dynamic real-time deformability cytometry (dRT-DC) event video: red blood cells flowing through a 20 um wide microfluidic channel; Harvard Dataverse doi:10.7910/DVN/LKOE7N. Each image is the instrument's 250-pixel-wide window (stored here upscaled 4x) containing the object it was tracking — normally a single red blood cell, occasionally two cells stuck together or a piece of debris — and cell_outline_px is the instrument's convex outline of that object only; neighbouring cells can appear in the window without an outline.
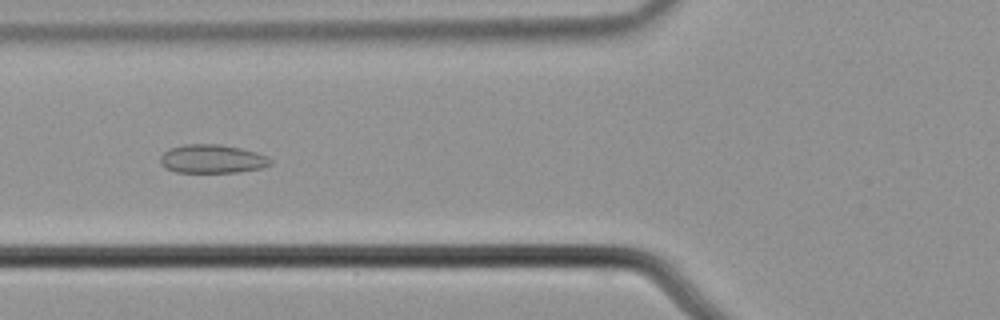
{"species": "common noctule bat (a hibernating species)", "species_latin": "Nyctalus noctula", "temperature_condition": "cold", "stored_images_in_passage": 43, "camera_frame_rate_fps": 3000, "um_per_image_px": 0.085, "animal": {"sex": "male", "body_mass_g": 21.5, "forearm_length_mm": 52.0}, "frame": {"image": 1, "passage_image": 9, "time_ms": 2.667, "image_size_px": [1000, 320], "cell_outline_px": [[272, 164], [260, 168], [236, 172], [176, 172], [164, 168], [160, 164], [160, 156], [168, 148], [184, 144], [220, 144], [240, 148], [256, 152], [268, 156], [272, 160]], "centroid_in_image_um": [18.01, 13.5], "position_along_channel_um": 107.8, "area_um2": 18.5}}
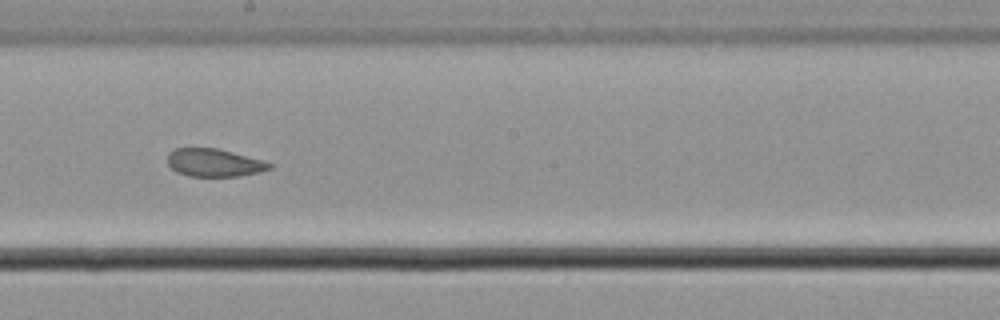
{"frame": {"image": 2, "passage_image": 19, "time_ms": 6.0, "image_size_px": [1000, 320], "cell_outline_px": [[272, 168], [260, 172], [240, 176], [188, 176], [176, 172], [168, 164], [168, 152], [176, 148], [216, 148], [264, 160], [272, 164]], "centroid_in_image_um": [18.21, 13.83], "position_along_channel_um": 230.0, "area_um2": 16.59}}
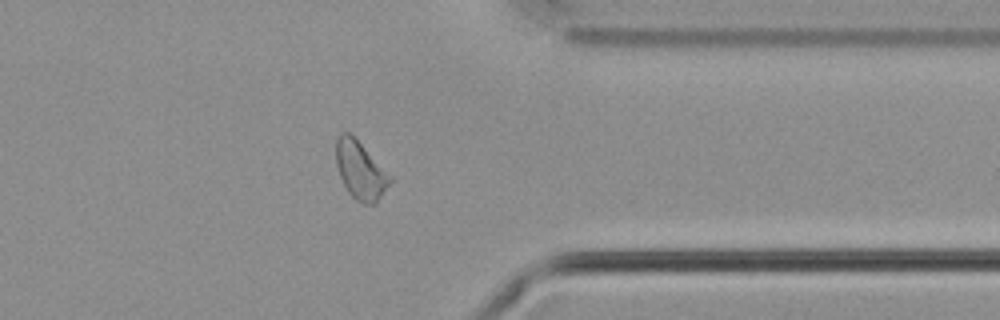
{"frame": {"image": 3, "passage_image": 32, "time_ms": 10.333, "image_size_px": [1000, 320], "cell_outline_px": [[392, 180], [380, 196], [372, 204], [360, 204], [348, 192], [340, 176], [336, 164], [336, 136], [340, 132], [348, 132], [392, 176]], "centroid_in_image_um": [30.6, 14.48], "position_along_channel_um": 380.8, "area_um2": 17.8}, "authors_computed_cell_mechanics": {"area_um2": 18.496, "velocity_mm_per_s": 3.6697, "shape_relaxation_time_tau1_ms": null, "shape_relaxation_time_tau2_ms": 2.3129, "deformation_change_tau1": null, "deformation_change_tau2": 0.084}}